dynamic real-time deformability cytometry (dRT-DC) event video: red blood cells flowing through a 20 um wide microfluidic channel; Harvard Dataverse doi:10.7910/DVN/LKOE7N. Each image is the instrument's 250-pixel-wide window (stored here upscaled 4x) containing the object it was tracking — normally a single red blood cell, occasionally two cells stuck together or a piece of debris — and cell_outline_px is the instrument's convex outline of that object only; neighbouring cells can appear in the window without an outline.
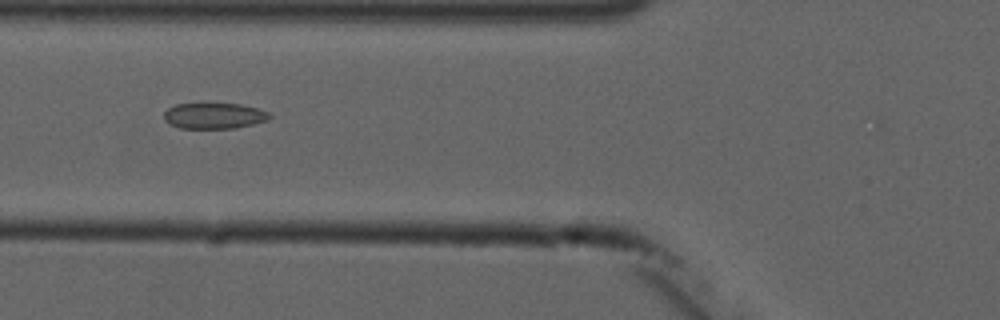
{"species": "common noctule bat (a hibernating species)", "species_latin": "Nyctalus noctula", "temperature_condition": "cold", "stored_images_in_passage": 6, "camera_frame_rate_fps": 3000, "um_per_image_px": 0.085, "animal": {"sex": "male", "forearm_length_mm": 52.5}, "frame": {"image": 1, "passage_image": 5, "time_ms": 4.333, "image_size_px": [1000, 320], "cell_outline_px": [[272, 116], [268, 120], [236, 128], [180, 128], [168, 124], [164, 120], [164, 112], [168, 108], [176, 104], [240, 104], [256, 108], [268, 112]], "centroid_in_image_um": [18.18, 9.85], "position_along_channel_um": 107.6, "area_um2": 15.84}}
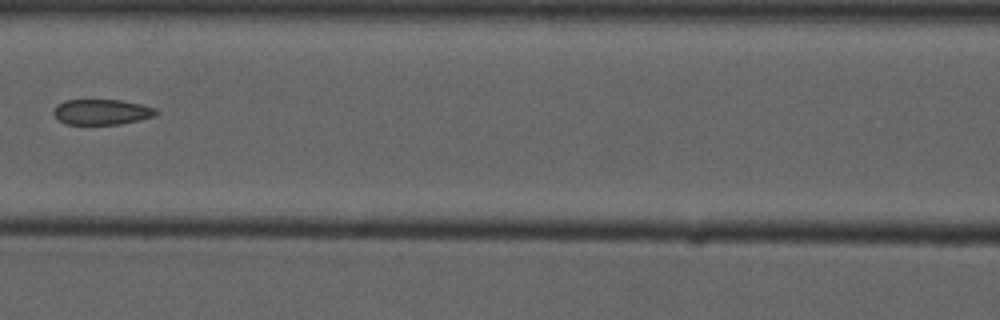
{"frame": {"image": 2, "passage_image": 6, "time_ms": 5.667, "image_size_px": [1000, 320], "cell_outline_px": [[160, 112], [156, 116], [140, 120], [120, 124], [64, 124], [52, 112], [56, 104], [64, 100], [120, 100], [140, 104], [156, 108]], "centroid_in_image_um": [8.67, 9.51], "position_along_channel_um": 157.9, "area_um2": 15.32}}